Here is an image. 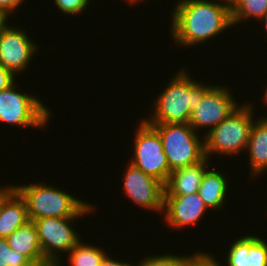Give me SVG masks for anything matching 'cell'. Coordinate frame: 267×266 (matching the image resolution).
<instances>
[{
    "label": "cell",
    "instance_id": "cell-4",
    "mask_svg": "<svg viewBox=\"0 0 267 266\" xmlns=\"http://www.w3.org/2000/svg\"><path fill=\"white\" fill-rule=\"evenodd\" d=\"M244 104V105H243ZM204 136L205 156H235L247 149L251 127L255 121L252 103H243ZM254 108V109H253Z\"/></svg>",
    "mask_w": 267,
    "mask_h": 266
},
{
    "label": "cell",
    "instance_id": "cell-21",
    "mask_svg": "<svg viewBox=\"0 0 267 266\" xmlns=\"http://www.w3.org/2000/svg\"><path fill=\"white\" fill-rule=\"evenodd\" d=\"M174 255L172 253L162 255H148L139 260L137 266H186L187 262L195 255ZM176 255V256H175Z\"/></svg>",
    "mask_w": 267,
    "mask_h": 266
},
{
    "label": "cell",
    "instance_id": "cell-15",
    "mask_svg": "<svg viewBox=\"0 0 267 266\" xmlns=\"http://www.w3.org/2000/svg\"><path fill=\"white\" fill-rule=\"evenodd\" d=\"M9 247L25 256L34 266H50L43 258L38 233L33 221L16 229L7 238Z\"/></svg>",
    "mask_w": 267,
    "mask_h": 266
},
{
    "label": "cell",
    "instance_id": "cell-24",
    "mask_svg": "<svg viewBox=\"0 0 267 266\" xmlns=\"http://www.w3.org/2000/svg\"><path fill=\"white\" fill-rule=\"evenodd\" d=\"M91 0H54L59 11L66 15H78L82 13L87 6L90 7Z\"/></svg>",
    "mask_w": 267,
    "mask_h": 266
},
{
    "label": "cell",
    "instance_id": "cell-29",
    "mask_svg": "<svg viewBox=\"0 0 267 266\" xmlns=\"http://www.w3.org/2000/svg\"><path fill=\"white\" fill-rule=\"evenodd\" d=\"M8 18L9 16H7L3 11H0V34L2 33L3 29L8 25Z\"/></svg>",
    "mask_w": 267,
    "mask_h": 266
},
{
    "label": "cell",
    "instance_id": "cell-20",
    "mask_svg": "<svg viewBox=\"0 0 267 266\" xmlns=\"http://www.w3.org/2000/svg\"><path fill=\"white\" fill-rule=\"evenodd\" d=\"M226 256L227 266H250L249 234L236 239Z\"/></svg>",
    "mask_w": 267,
    "mask_h": 266
},
{
    "label": "cell",
    "instance_id": "cell-17",
    "mask_svg": "<svg viewBox=\"0 0 267 266\" xmlns=\"http://www.w3.org/2000/svg\"><path fill=\"white\" fill-rule=\"evenodd\" d=\"M208 169L201 181L200 187L198 189V194L204 201L207 208L213 211L223 210V205L227 199L226 194L228 193V180L229 176L222 171H216Z\"/></svg>",
    "mask_w": 267,
    "mask_h": 266
},
{
    "label": "cell",
    "instance_id": "cell-8",
    "mask_svg": "<svg viewBox=\"0 0 267 266\" xmlns=\"http://www.w3.org/2000/svg\"><path fill=\"white\" fill-rule=\"evenodd\" d=\"M134 137V150L129 163L165 184L172 171L159 133L142 119Z\"/></svg>",
    "mask_w": 267,
    "mask_h": 266
},
{
    "label": "cell",
    "instance_id": "cell-16",
    "mask_svg": "<svg viewBox=\"0 0 267 266\" xmlns=\"http://www.w3.org/2000/svg\"><path fill=\"white\" fill-rule=\"evenodd\" d=\"M257 118L251 127L246 149L249 156L250 175L254 178L267 170V117Z\"/></svg>",
    "mask_w": 267,
    "mask_h": 266
},
{
    "label": "cell",
    "instance_id": "cell-25",
    "mask_svg": "<svg viewBox=\"0 0 267 266\" xmlns=\"http://www.w3.org/2000/svg\"><path fill=\"white\" fill-rule=\"evenodd\" d=\"M186 266H223L210 253L197 251L196 254L187 262Z\"/></svg>",
    "mask_w": 267,
    "mask_h": 266
},
{
    "label": "cell",
    "instance_id": "cell-14",
    "mask_svg": "<svg viewBox=\"0 0 267 266\" xmlns=\"http://www.w3.org/2000/svg\"><path fill=\"white\" fill-rule=\"evenodd\" d=\"M211 158L172 171L164 184V196H182L197 193Z\"/></svg>",
    "mask_w": 267,
    "mask_h": 266
},
{
    "label": "cell",
    "instance_id": "cell-30",
    "mask_svg": "<svg viewBox=\"0 0 267 266\" xmlns=\"http://www.w3.org/2000/svg\"><path fill=\"white\" fill-rule=\"evenodd\" d=\"M259 21H261V23H263V25H264L263 28L265 29L263 32H266V34H267V11ZM265 37H267V36H265Z\"/></svg>",
    "mask_w": 267,
    "mask_h": 266
},
{
    "label": "cell",
    "instance_id": "cell-12",
    "mask_svg": "<svg viewBox=\"0 0 267 266\" xmlns=\"http://www.w3.org/2000/svg\"><path fill=\"white\" fill-rule=\"evenodd\" d=\"M207 210L209 209L198 193L164 196L163 213L172 229L196 226Z\"/></svg>",
    "mask_w": 267,
    "mask_h": 266
},
{
    "label": "cell",
    "instance_id": "cell-33",
    "mask_svg": "<svg viewBox=\"0 0 267 266\" xmlns=\"http://www.w3.org/2000/svg\"><path fill=\"white\" fill-rule=\"evenodd\" d=\"M263 100H264L263 102L267 105V93L264 94Z\"/></svg>",
    "mask_w": 267,
    "mask_h": 266
},
{
    "label": "cell",
    "instance_id": "cell-2",
    "mask_svg": "<svg viewBox=\"0 0 267 266\" xmlns=\"http://www.w3.org/2000/svg\"><path fill=\"white\" fill-rule=\"evenodd\" d=\"M189 73L180 69L170 76L167 86L154 98L150 119L143 118L148 124L188 123L191 111L212 86L194 80Z\"/></svg>",
    "mask_w": 267,
    "mask_h": 266
},
{
    "label": "cell",
    "instance_id": "cell-18",
    "mask_svg": "<svg viewBox=\"0 0 267 266\" xmlns=\"http://www.w3.org/2000/svg\"><path fill=\"white\" fill-rule=\"evenodd\" d=\"M67 264L69 266H99L103 258L108 254L103 248L84 243L82 239L69 251ZM56 266H63L58 263Z\"/></svg>",
    "mask_w": 267,
    "mask_h": 266
},
{
    "label": "cell",
    "instance_id": "cell-19",
    "mask_svg": "<svg viewBox=\"0 0 267 266\" xmlns=\"http://www.w3.org/2000/svg\"><path fill=\"white\" fill-rule=\"evenodd\" d=\"M267 11V0H239L231 8L233 27L244 21L255 18L260 20Z\"/></svg>",
    "mask_w": 267,
    "mask_h": 266
},
{
    "label": "cell",
    "instance_id": "cell-28",
    "mask_svg": "<svg viewBox=\"0 0 267 266\" xmlns=\"http://www.w3.org/2000/svg\"><path fill=\"white\" fill-rule=\"evenodd\" d=\"M99 266H137V263H126L121 260L113 259V257H110L109 254H107L103 260L101 261Z\"/></svg>",
    "mask_w": 267,
    "mask_h": 266
},
{
    "label": "cell",
    "instance_id": "cell-31",
    "mask_svg": "<svg viewBox=\"0 0 267 266\" xmlns=\"http://www.w3.org/2000/svg\"><path fill=\"white\" fill-rule=\"evenodd\" d=\"M225 1L229 4L230 8H232L239 0H225Z\"/></svg>",
    "mask_w": 267,
    "mask_h": 266
},
{
    "label": "cell",
    "instance_id": "cell-9",
    "mask_svg": "<svg viewBox=\"0 0 267 266\" xmlns=\"http://www.w3.org/2000/svg\"><path fill=\"white\" fill-rule=\"evenodd\" d=\"M235 100L227 87L212 85L191 111L189 125L198 133L206 127L204 137L239 106Z\"/></svg>",
    "mask_w": 267,
    "mask_h": 266
},
{
    "label": "cell",
    "instance_id": "cell-5",
    "mask_svg": "<svg viewBox=\"0 0 267 266\" xmlns=\"http://www.w3.org/2000/svg\"><path fill=\"white\" fill-rule=\"evenodd\" d=\"M150 125L160 135L171 171L196 164L206 158L204 137L189 123Z\"/></svg>",
    "mask_w": 267,
    "mask_h": 266
},
{
    "label": "cell",
    "instance_id": "cell-1",
    "mask_svg": "<svg viewBox=\"0 0 267 266\" xmlns=\"http://www.w3.org/2000/svg\"><path fill=\"white\" fill-rule=\"evenodd\" d=\"M172 9L170 32L177 47L205 44L233 27L231 8L225 0H178Z\"/></svg>",
    "mask_w": 267,
    "mask_h": 266
},
{
    "label": "cell",
    "instance_id": "cell-32",
    "mask_svg": "<svg viewBox=\"0 0 267 266\" xmlns=\"http://www.w3.org/2000/svg\"><path fill=\"white\" fill-rule=\"evenodd\" d=\"M127 2H128V5L130 4V5H132V4H136V3H140L141 1H144V0H126Z\"/></svg>",
    "mask_w": 267,
    "mask_h": 266
},
{
    "label": "cell",
    "instance_id": "cell-34",
    "mask_svg": "<svg viewBox=\"0 0 267 266\" xmlns=\"http://www.w3.org/2000/svg\"><path fill=\"white\" fill-rule=\"evenodd\" d=\"M8 186H9V185H7V186H5V187H4V186H1V187H0V195H1V193H2Z\"/></svg>",
    "mask_w": 267,
    "mask_h": 266
},
{
    "label": "cell",
    "instance_id": "cell-11",
    "mask_svg": "<svg viewBox=\"0 0 267 266\" xmlns=\"http://www.w3.org/2000/svg\"><path fill=\"white\" fill-rule=\"evenodd\" d=\"M123 178V190L127 198L144 210L163 213L164 184L145 174L132 164L126 165Z\"/></svg>",
    "mask_w": 267,
    "mask_h": 266
},
{
    "label": "cell",
    "instance_id": "cell-13",
    "mask_svg": "<svg viewBox=\"0 0 267 266\" xmlns=\"http://www.w3.org/2000/svg\"><path fill=\"white\" fill-rule=\"evenodd\" d=\"M28 221L24 199L9 185L0 195V237L7 238Z\"/></svg>",
    "mask_w": 267,
    "mask_h": 266
},
{
    "label": "cell",
    "instance_id": "cell-27",
    "mask_svg": "<svg viewBox=\"0 0 267 266\" xmlns=\"http://www.w3.org/2000/svg\"><path fill=\"white\" fill-rule=\"evenodd\" d=\"M24 1L26 0H0V11L10 16Z\"/></svg>",
    "mask_w": 267,
    "mask_h": 266
},
{
    "label": "cell",
    "instance_id": "cell-10",
    "mask_svg": "<svg viewBox=\"0 0 267 266\" xmlns=\"http://www.w3.org/2000/svg\"><path fill=\"white\" fill-rule=\"evenodd\" d=\"M13 26L7 25L0 34V65L17 77L31 66L39 44L32 41L25 29Z\"/></svg>",
    "mask_w": 267,
    "mask_h": 266
},
{
    "label": "cell",
    "instance_id": "cell-6",
    "mask_svg": "<svg viewBox=\"0 0 267 266\" xmlns=\"http://www.w3.org/2000/svg\"><path fill=\"white\" fill-rule=\"evenodd\" d=\"M95 205L88 204L76 217H48L34 220L43 258L50 266L62 263L59 255L69 251L81 240L73 224L95 211Z\"/></svg>",
    "mask_w": 267,
    "mask_h": 266
},
{
    "label": "cell",
    "instance_id": "cell-23",
    "mask_svg": "<svg viewBox=\"0 0 267 266\" xmlns=\"http://www.w3.org/2000/svg\"><path fill=\"white\" fill-rule=\"evenodd\" d=\"M0 266H34L25 256L13 251L6 238L0 237Z\"/></svg>",
    "mask_w": 267,
    "mask_h": 266
},
{
    "label": "cell",
    "instance_id": "cell-7",
    "mask_svg": "<svg viewBox=\"0 0 267 266\" xmlns=\"http://www.w3.org/2000/svg\"><path fill=\"white\" fill-rule=\"evenodd\" d=\"M13 83L0 91V122L23 128L43 129L51 120V111L39 97L18 91Z\"/></svg>",
    "mask_w": 267,
    "mask_h": 266
},
{
    "label": "cell",
    "instance_id": "cell-3",
    "mask_svg": "<svg viewBox=\"0 0 267 266\" xmlns=\"http://www.w3.org/2000/svg\"><path fill=\"white\" fill-rule=\"evenodd\" d=\"M24 199L30 221L48 217H76L88 202L42 182L11 185Z\"/></svg>",
    "mask_w": 267,
    "mask_h": 266
},
{
    "label": "cell",
    "instance_id": "cell-22",
    "mask_svg": "<svg viewBox=\"0 0 267 266\" xmlns=\"http://www.w3.org/2000/svg\"><path fill=\"white\" fill-rule=\"evenodd\" d=\"M250 266H267V242L260 235H249Z\"/></svg>",
    "mask_w": 267,
    "mask_h": 266
},
{
    "label": "cell",
    "instance_id": "cell-26",
    "mask_svg": "<svg viewBox=\"0 0 267 266\" xmlns=\"http://www.w3.org/2000/svg\"><path fill=\"white\" fill-rule=\"evenodd\" d=\"M16 82V76L2 65H0V91L8 88Z\"/></svg>",
    "mask_w": 267,
    "mask_h": 266
}]
</instances>
